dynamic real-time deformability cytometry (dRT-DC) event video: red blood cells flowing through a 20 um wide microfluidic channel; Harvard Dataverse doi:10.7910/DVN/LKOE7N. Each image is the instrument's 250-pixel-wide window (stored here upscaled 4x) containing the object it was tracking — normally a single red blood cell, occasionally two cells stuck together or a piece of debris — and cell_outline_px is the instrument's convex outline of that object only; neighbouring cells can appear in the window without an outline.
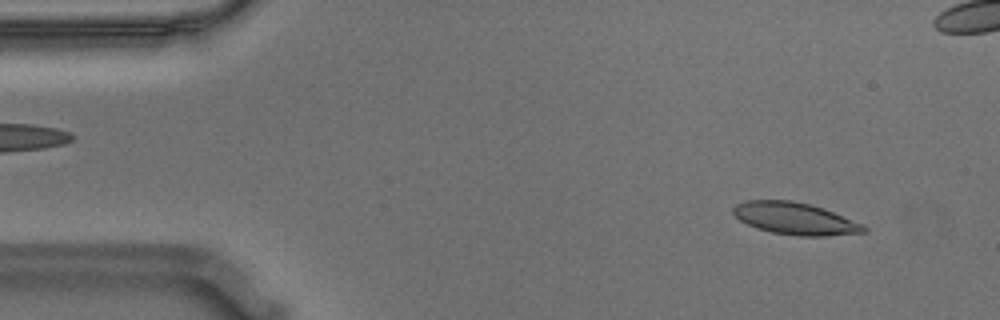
{"species": "Egyptian fruit bat (a non-hibernating species)", "species_latin": "Rousettus aegyptiacus", "temperature_condition": "warm", "stored_images_in_passage": 56, "camera_frame_rate_fps": 3000, "um_per_image_px": 0.085, "animal": {"sex": "male"}, "frame": {"image": 1, "passage_image": 4, "time_ms": 1.0, "image_size_px": [1000, 320], "cell_outline_px": [[868, 232], [824, 236], [800, 236], [772, 232], [756, 228], [740, 220], [732, 212], [732, 208], [736, 204], [744, 200], [792, 200], [824, 208], [864, 224], [868, 228]], "centroid_in_image_um": [67.6, 18.57], "position_along_channel_um": 17.4, "area_um2": 24.51}}
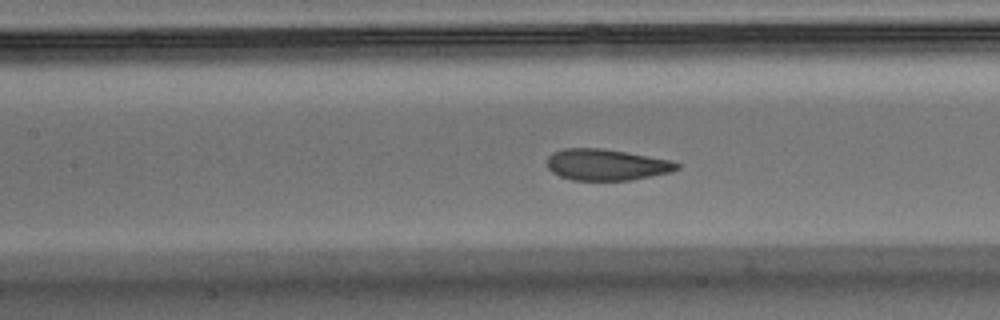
{"frame": {"image": 2, "passage_image": 23, "time_ms": 7.333, "image_size_px": [1000, 320], "cell_outline_px": [[680, 168], [672, 172], [628, 180], [572, 180], [560, 176], [552, 172], [548, 168], [548, 156], [552, 152], [564, 148], [604, 148], [672, 160], [680, 164]], "centroid_in_image_um": [51.56, 13.99], "position_along_channel_um": 155.8, "area_um2": 23.76}}
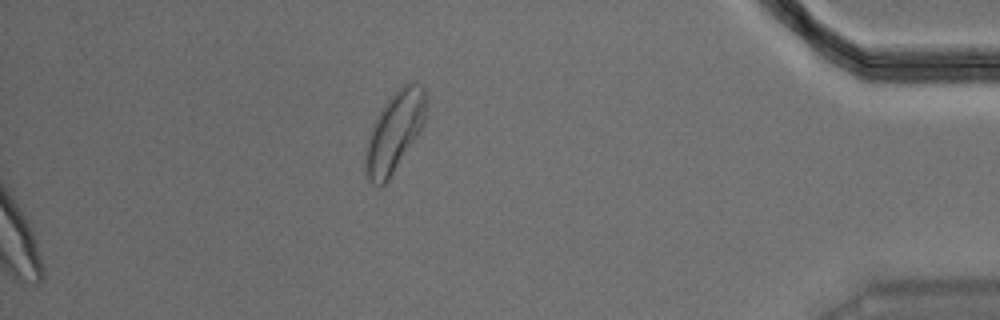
{"frame": {"image": 3, "passage_image": 56, "time_ms": 18.333, "image_size_px": [1000, 320], "cell_outline_px": [[428, 96], [424, 124], [420, 132], [388, 180], [384, 184], [372, 184], [368, 180], [364, 156], [372, 124], [376, 116], [388, 100], [404, 84], [416, 80], [424, 88]], "centroid_in_image_um": [33.57, 11.16], "position_along_channel_um": 401.6, "area_um2": 28.09}, "authors_computed_cell_mechanics": {"area_um2": 24.5939, "velocity_mm_per_s": 3.552, "shape_relaxation_time_tau1_ms": 3.8888, "shape_relaxation_time_tau2_ms": 1.1172, "deformation_change_tau1": 0.1455, "deformation_change_tau2": 0.0747}}